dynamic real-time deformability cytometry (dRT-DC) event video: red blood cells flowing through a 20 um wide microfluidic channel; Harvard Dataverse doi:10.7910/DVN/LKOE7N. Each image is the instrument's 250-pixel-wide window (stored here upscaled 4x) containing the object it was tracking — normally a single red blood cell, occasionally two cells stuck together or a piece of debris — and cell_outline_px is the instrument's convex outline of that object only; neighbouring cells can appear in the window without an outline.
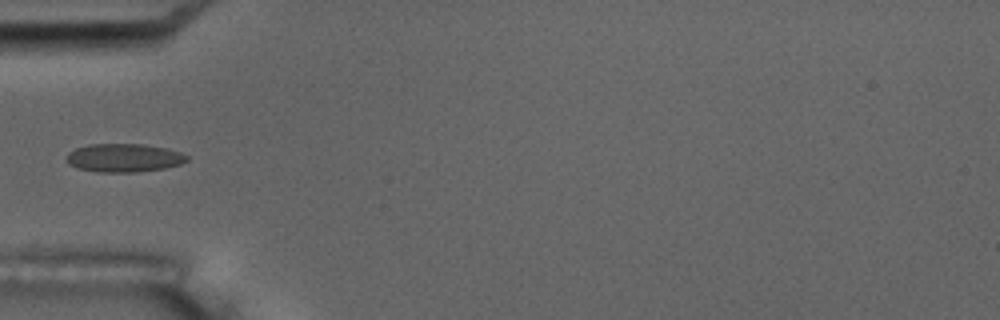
{"species": "common noctule bat (a hibernating species)", "species_latin": "Nyctalus noctula", "temperature_condition": "room temperature", "stored_images_in_passage": 6, "camera_frame_rate_fps": 3000, "um_per_image_px": 0.085, "animal": {"sex": "male", "body_mass_g": 17.5, "forearm_length_mm": 52.3}, "frame": {"image": 1, "passage_image": 6, "time_ms": 5.667, "image_size_px": [1000, 320], "cell_outline_px": [[188, 160], [180, 164], [164, 168], [136, 172], [96, 172], [76, 168], [68, 164], [64, 160], [64, 156], [68, 152], [76, 148], [88, 144], [144, 144], [168, 148], [180, 152], [188, 156]], "centroid_in_image_um": [10.48, 13.41], "position_along_channel_um": 74.5, "area_um2": 20.23}}